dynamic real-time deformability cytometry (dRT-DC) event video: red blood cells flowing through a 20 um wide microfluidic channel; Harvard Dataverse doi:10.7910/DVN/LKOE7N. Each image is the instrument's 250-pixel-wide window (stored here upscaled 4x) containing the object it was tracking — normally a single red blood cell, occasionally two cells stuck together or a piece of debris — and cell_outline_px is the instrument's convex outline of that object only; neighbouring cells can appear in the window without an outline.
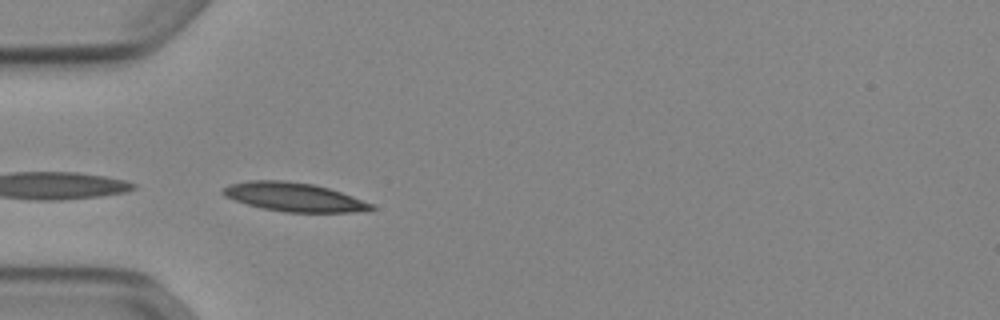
{"species": "Egyptian fruit bat (a non-hibernating species)", "species_latin": "Rousettus aegyptiacus", "temperature_condition": "cold", "stored_images_in_passage": 13, "camera_frame_rate_fps": 3000, "um_per_image_px": 0.085, "animal": {"sex": "female"}, "frame": {"image": 1, "passage_image": 1, "time_ms": 0.0, "image_size_px": [1000, 320], "cell_outline_px": [[376, 208], [352, 212], [284, 212], [264, 208], [248, 204], [224, 196], [220, 192], [228, 184], [248, 180], [288, 180], [312, 184], [328, 188], [352, 196], [372, 204]], "centroid_in_image_um": [24.93, 16.73], "position_along_channel_um": 60.1, "area_um2": 24.62}}